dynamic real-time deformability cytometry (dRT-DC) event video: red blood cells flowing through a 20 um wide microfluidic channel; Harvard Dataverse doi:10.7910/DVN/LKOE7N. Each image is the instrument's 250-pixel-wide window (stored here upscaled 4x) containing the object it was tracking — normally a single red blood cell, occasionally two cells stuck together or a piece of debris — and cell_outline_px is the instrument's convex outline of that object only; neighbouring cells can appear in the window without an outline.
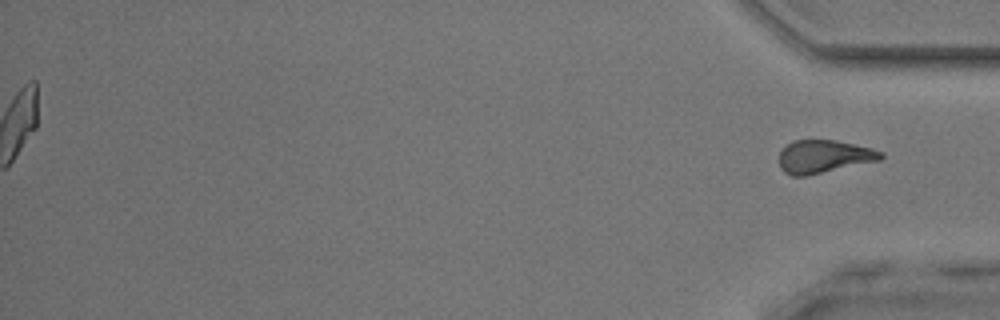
{"species": "common noctule bat (a hibernating species)", "species_latin": "Nyctalus noctula", "temperature_condition": "room temperature", "stored_images_in_passage": 45, "segment_of_instrument_passage": [2, 2], "camera_frame_rate_fps": 3000, "um_per_image_px": 0.085, "animal": {"sex": "male", "body_mass_g": 17.9, "forearm_length_mm": 54.2}, "frame": {"image": 1, "passage_image": 45, "time_ms": 14.667, "image_size_px": [1000, 320], "cell_outline_px": [[884, 156], [880, 160], [804, 176], [792, 176], [784, 172], [780, 168], [780, 152], [792, 140], [836, 140], [872, 148], [884, 152]], "centroid_in_image_um": [70.04, 13.3], "position_along_channel_um": 365.2, "area_um2": 19.42}}